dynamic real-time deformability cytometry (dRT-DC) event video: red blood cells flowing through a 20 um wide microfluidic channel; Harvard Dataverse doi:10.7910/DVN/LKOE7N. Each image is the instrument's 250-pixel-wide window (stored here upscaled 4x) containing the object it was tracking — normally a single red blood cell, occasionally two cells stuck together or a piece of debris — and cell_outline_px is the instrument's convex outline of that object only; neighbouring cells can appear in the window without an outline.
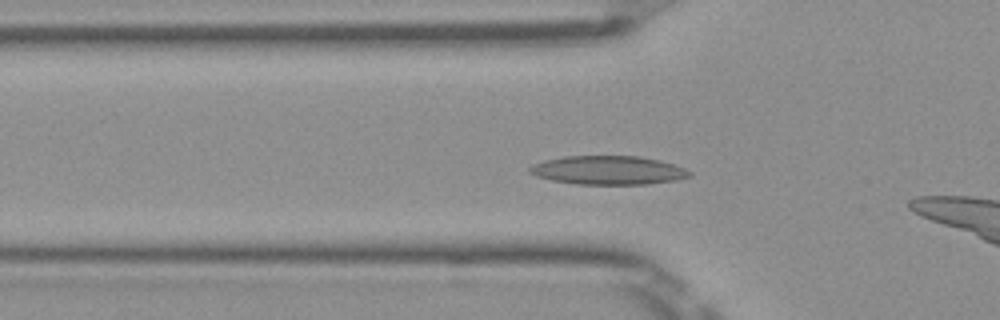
{"species": "Egyptian fruit bat (a non-hibernating species)", "species_latin": "Rousettus aegyptiacus", "temperature_condition": "room temperature", "stored_images_in_passage": 12, "camera_frame_rate_fps": 3000, "um_per_image_px": 0.085, "frame": {"image": 1, "passage_image": 6, "time_ms": 1.667, "image_size_px": [1000, 320], "cell_outline_px": [[692, 176], [676, 180], [648, 184], [576, 184], [552, 180], [536, 176], [528, 172], [528, 168], [532, 164], [544, 160], [564, 156], [636, 156], [660, 160], [684, 168], [692, 172]], "centroid_in_image_um": [51.68, 14.47], "position_along_channel_um": 74.1, "area_um2": 26.82}}
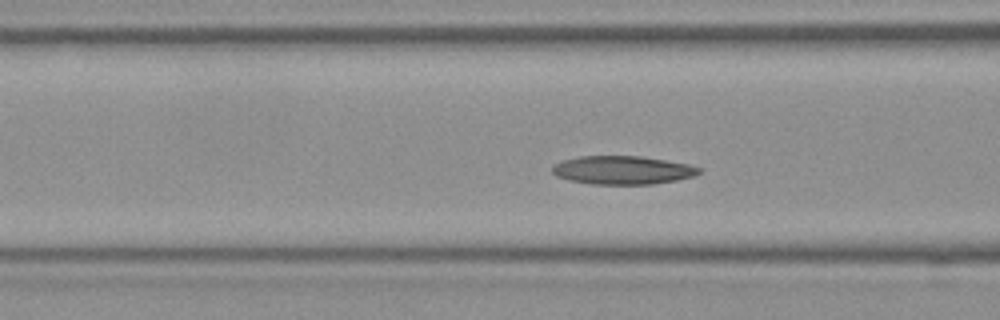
{"frame": {"image": 2, "passage_image": 9, "time_ms": 2.667, "image_size_px": [1000, 320], "cell_outline_px": [[700, 172], [692, 176], [676, 180], [652, 184], [592, 184], [572, 180], [556, 176], [552, 172], [552, 168], [560, 160], [580, 156], [640, 156], [688, 164], [700, 168]], "centroid_in_image_um": [52.89, 14.45], "position_along_channel_um": 113.7, "area_um2": 24.04}}